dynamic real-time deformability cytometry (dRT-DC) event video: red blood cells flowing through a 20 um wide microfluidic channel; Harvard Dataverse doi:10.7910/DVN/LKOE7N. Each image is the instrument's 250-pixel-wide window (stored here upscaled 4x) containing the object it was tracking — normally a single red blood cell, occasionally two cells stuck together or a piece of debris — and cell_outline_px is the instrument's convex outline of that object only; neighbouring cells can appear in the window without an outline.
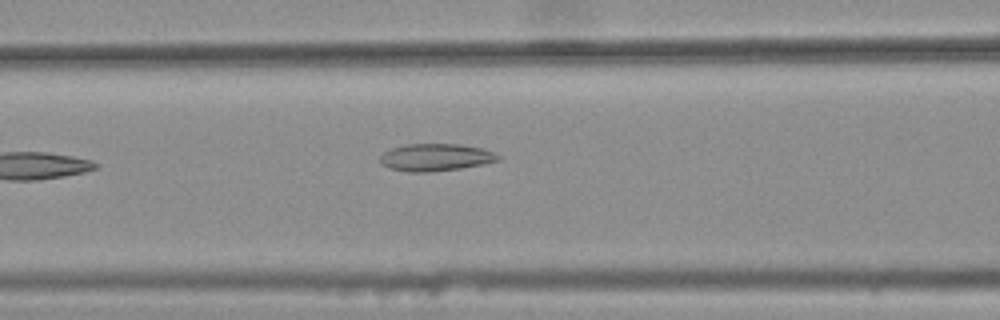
{"species": "common noctule bat (a hibernating species)", "species_latin": "Nyctalus noctula", "temperature_condition": "warm", "stored_images_in_passage": 3, "camera_frame_rate_fps": 3000, "um_per_image_px": 0.085, "animal": {"sex": "female", "body_mass_g": 25.1}, "frame": {"image": 1, "passage_image": 3, "time_ms": 0.667, "image_size_px": [1000, 320], "cell_outline_px": [[500, 160], [460, 168], [424, 172], [408, 172], [388, 168], [380, 164], [380, 156], [384, 152], [392, 148], [404, 144], [460, 144], [480, 148], [492, 152], [500, 156]], "centroid_in_image_um": [36.96, 13.37], "position_along_channel_um": 129.6, "area_um2": 18.61}}